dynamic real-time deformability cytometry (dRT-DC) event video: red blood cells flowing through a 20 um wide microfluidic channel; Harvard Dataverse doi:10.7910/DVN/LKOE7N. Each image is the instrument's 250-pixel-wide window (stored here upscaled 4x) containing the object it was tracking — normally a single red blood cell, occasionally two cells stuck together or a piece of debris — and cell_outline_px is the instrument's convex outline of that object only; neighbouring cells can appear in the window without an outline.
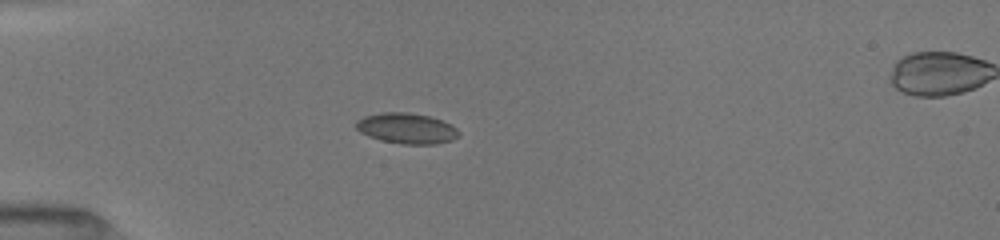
{"species": "common noctule bat (a hibernating species)", "species_latin": "Nyctalus noctula", "temperature_condition": "room temperature", "stored_images_in_passage": 5, "camera_frame_rate_fps": 3000, "um_per_image_px": 0.085, "animal": {"sex": "female", "body_mass_g": 19.5, "forearm_length_mm": 54.1}, "frame": {"image": 1, "passage_image": 1, "time_ms": 0.0, "image_size_px": [1000, 240], "cell_outline_px": [[460, 132], [452, 140], [436, 144], [404, 144], [380, 140], [368, 136], [360, 132], [356, 128], [356, 120], [364, 116], [380, 112], [408, 112], [428, 116], [452, 124]], "centroid_in_image_um": [34.54, 10.9], "position_along_channel_um": 50.5, "area_um2": 18.32}}